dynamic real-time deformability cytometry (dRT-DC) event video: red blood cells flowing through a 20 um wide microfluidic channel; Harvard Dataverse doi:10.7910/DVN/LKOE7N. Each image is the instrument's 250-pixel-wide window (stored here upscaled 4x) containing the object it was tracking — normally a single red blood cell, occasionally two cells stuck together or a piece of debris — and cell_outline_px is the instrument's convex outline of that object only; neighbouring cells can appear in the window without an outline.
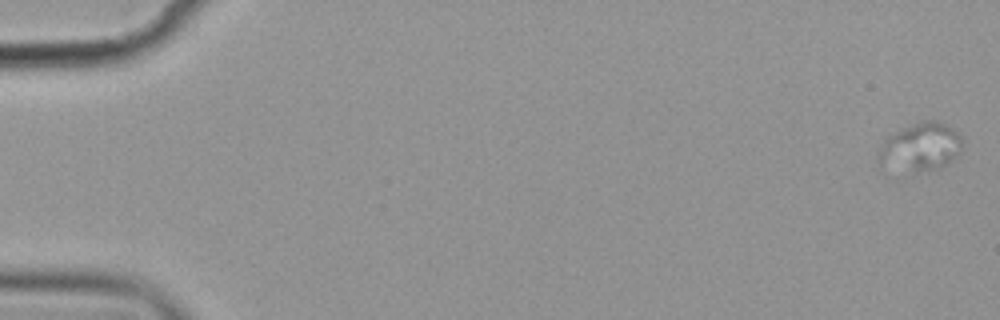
{"species": "common noctule bat (a hibernating species)", "species_latin": "Nyctalus noctula", "temperature_condition": "cold", "stored_images_in_passage": 7, "camera_frame_rate_fps": 3000, "um_per_image_px": 0.085, "animal": {"sex": "female", "body_mass_g": 19.9}, "frame": {"image": 1, "passage_image": 1, "time_ms": 0.0, "image_size_px": [1000, 320], "cell_outline_px": [[964, 144], [960, 152], [944, 164], [932, 168], [916, 172], [880, 164], [876, 156], [888, 136], [920, 120], [936, 120], [952, 128], [964, 136]], "centroid_in_image_um": [78.29, 12.44], "position_along_channel_um": 6.7, "area_um2": 23.0}}
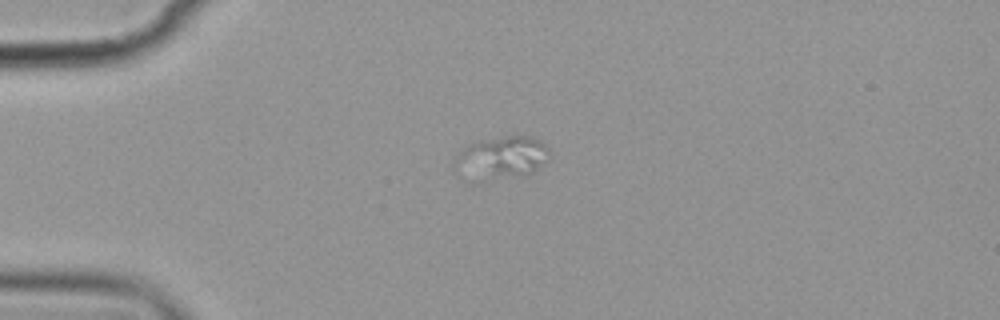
{"frame": {"image": 2, "passage_image": 5, "time_ms": 4.667, "image_size_px": [1000, 320], "cell_outline_px": [[552, 156], [548, 160], [532, 172], [524, 176], [492, 176], [456, 160], [456, 156], [464, 148], [472, 144], [504, 136], [532, 136], [540, 140], [544, 144]], "centroid_in_image_um": [43.01, 13.24], "position_along_channel_um": 42.0, "area_um2": 20.35}}